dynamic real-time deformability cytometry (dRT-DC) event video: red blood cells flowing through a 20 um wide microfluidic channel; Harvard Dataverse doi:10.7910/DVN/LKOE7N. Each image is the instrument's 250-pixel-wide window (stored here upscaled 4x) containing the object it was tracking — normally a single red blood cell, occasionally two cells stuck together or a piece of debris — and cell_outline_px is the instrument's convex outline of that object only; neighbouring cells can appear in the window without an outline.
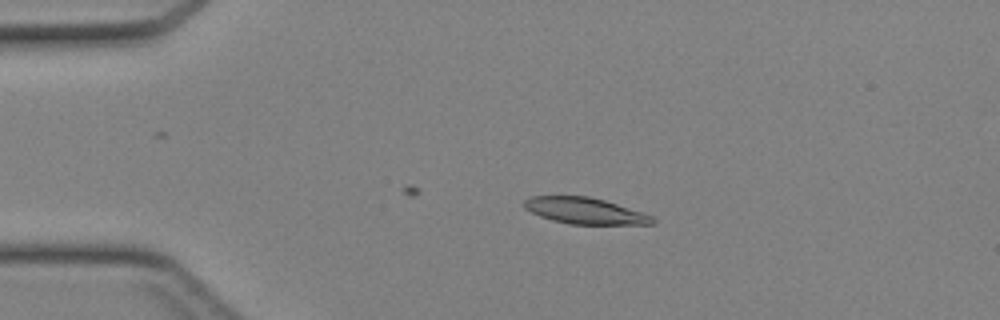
{"species": "Egyptian fruit bat (a non-hibernating species)", "species_latin": "Rousettus aegyptiacus", "temperature_condition": "cold", "stored_images_in_passage": 20, "camera_frame_rate_fps": 3000, "um_per_image_px": 0.085, "animal": {"sex": "female"}, "frame": {"image": 1, "passage_image": 2, "time_ms": 0.333, "image_size_px": [1000, 320], "cell_outline_px": [[656, 224], [568, 224], [552, 220], [540, 216], [524, 208], [524, 200], [532, 196], [588, 196], [604, 200], [652, 216], [656, 220]], "centroid_in_image_um": [49.7, 17.92], "position_along_channel_um": 35.3, "area_um2": 19.42}}
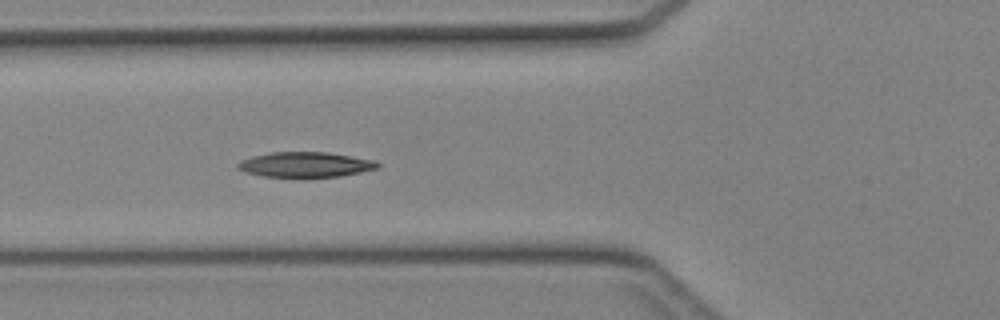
{"frame": {"image": 2, "passage_image": 9, "time_ms": 2.667, "image_size_px": [1000, 320], "cell_outline_px": [[380, 168], [340, 176], [304, 180], [300, 180], [264, 176], [244, 172], [236, 168], [236, 164], [240, 160], [252, 156], [272, 152], [328, 152], [376, 160], [380, 164]], "centroid_in_image_um": [25.94, 14.03], "position_along_channel_um": 99.9, "area_um2": 21.56}}
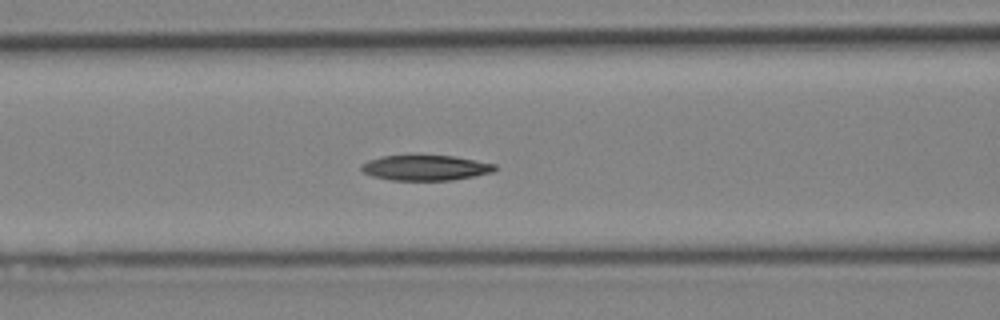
{"frame": {"image": 3, "passage_image": 11, "time_ms": 3.333, "image_size_px": [1000, 320], "cell_outline_px": [[500, 168], [492, 172], [452, 180], [392, 180], [372, 176], [364, 172], [360, 168], [360, 164], [368, 160], [380, 156], [412, 152], [456, 156], [496, 164]], "centroid_in_image_um": [36.14, 14.2], "position_along_channel_um": 130.5, "area_um2": 20.75}}